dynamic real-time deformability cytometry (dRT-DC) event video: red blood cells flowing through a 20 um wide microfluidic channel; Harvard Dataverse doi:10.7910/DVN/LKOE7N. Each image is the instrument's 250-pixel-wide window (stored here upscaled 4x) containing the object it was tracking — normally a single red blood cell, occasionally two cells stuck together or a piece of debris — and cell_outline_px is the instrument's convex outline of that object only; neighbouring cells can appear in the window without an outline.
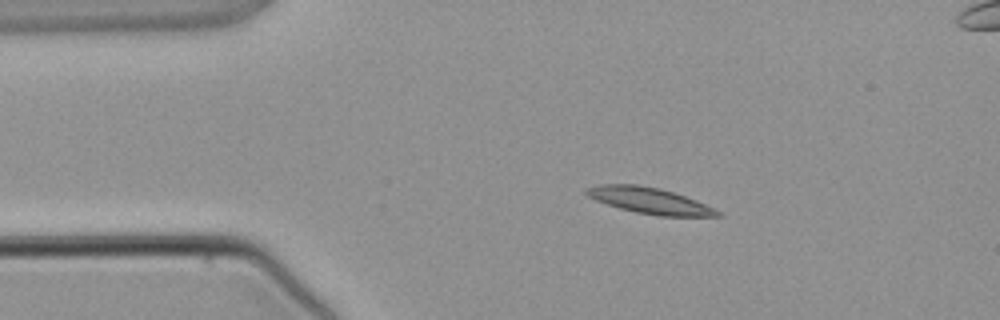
{"species": "common noctule bat (a hibernating species)", "species_latin": "Nyctalus noctula", "temperature_condition": "warm", "stored_images_in_passage": 3, "camera_frame_rate_fps": 3000, "um_per_image_px": 0.085, "animal": {"sex": "male", "body_mass_g": 21.5, "forearm_length_mm": 52.0}, "frame": {"image": 1, "passage_image": 2, "time_ms": 1.333, "image_size_px": [1000, 320], "cell_outline_px": [[724, 216], [660, 216], [636, 212], [620, 208], [596, 200], [588, 196], [584, 192], [584, 188], [600, 184], [636, 184], [660, 188], [696, 200], [716, 208]], "centroid_in_image_um": [55.22, 17.05], "position_along_channel_um": 29.8, "area_um2": 19.88}}